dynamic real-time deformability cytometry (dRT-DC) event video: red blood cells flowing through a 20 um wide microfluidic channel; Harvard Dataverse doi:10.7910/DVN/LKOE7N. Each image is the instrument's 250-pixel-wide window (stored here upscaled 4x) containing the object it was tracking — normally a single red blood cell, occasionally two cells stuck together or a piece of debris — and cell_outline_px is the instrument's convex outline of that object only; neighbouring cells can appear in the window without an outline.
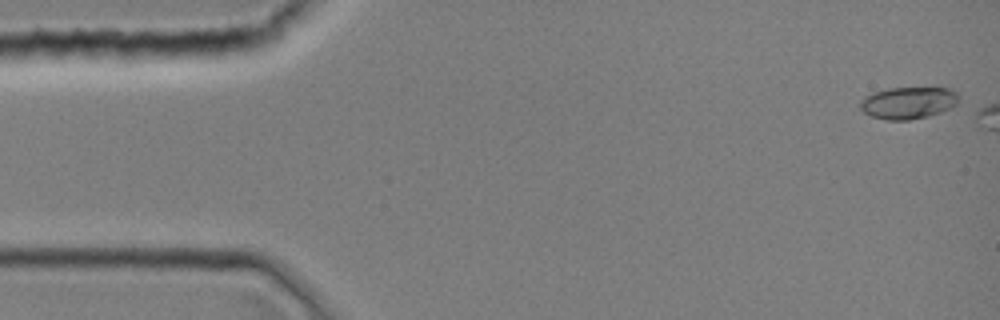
{"species": "common noctule bat (a hibernating species)", "species_latin": "Nyctalus noctula", "temperature_condition": "room temperature", "stored_images_in_passage": 3, "camera_frame_rate_fps": 3000, "um_per_image_px": 0.085, "animal": {"sex": "female", "body_mass_g": 19.0, "forearm_length_mm": 51.5}, "frame": {"image": 1, "passage_image": 1, "time_ms": 0.0, "image_size_px": [1000, 320], "cell_outline_px": [[960, 100], [956, 104], [940, 112], [928, 116], [908, 120], [884, 120], [872, 116], [864, 112], [860, 108], [860, 100], [864, 96], [872, 92], [888, 88], [952, 88], [960, 96]], "centroid_in_image_um": [77.19, 8.73], "position_along_channel_um": 7.8, "area_um2": 18.5}}